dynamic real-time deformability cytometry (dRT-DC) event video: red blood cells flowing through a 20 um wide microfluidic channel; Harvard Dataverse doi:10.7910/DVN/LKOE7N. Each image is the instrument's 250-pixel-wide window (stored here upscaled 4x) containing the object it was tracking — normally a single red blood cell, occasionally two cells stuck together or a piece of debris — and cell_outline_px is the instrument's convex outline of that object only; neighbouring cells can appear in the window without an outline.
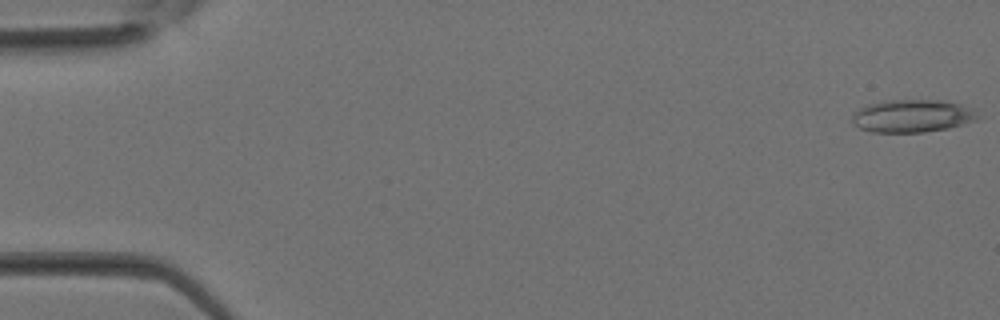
{"species": "Egyptian fruit bat (a non-hibernating species)", "species_latin": "Rousettus aegyptiacus", "temperature_condition": "room temperature", "stored_images_in_passage": 36, "camera_frame_rate_fps": 3000, "um_per_image_px": 0.085, "animal": {"sex": "female"}, "frame": {"image": 1, "passage_image": 1, "time_ms": 0.0, "image_size_px": [1000, 320], "cell_outline_px": [[984, 116], [976, 120], [964, 124], [948, 128], [924, 132], [872, 132], [860, 128], [852, 124], [852, 116], [860, 108], [868, 104], [880, 100], [940, 100], [960, 104], [972, 108]], "centroid_in_image_um": [77.58, 9.85], "position_along_channel_um": 7.4, "area_um2": 24.22}}
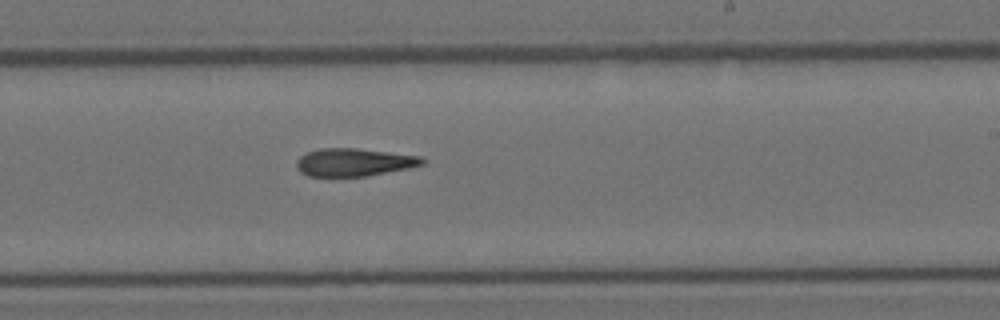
{"frame": {"image": 2, "passage_image": 22, "time_ms": 7.0, "image_size_px": [1000, 320], "cell_outline_px": [[428, 160], [424, 164], [408, 168], [364, 176], [308, 176], [300, 172], [296, 168], [296, 160], [300, 156], [308, 152], [320, 148], [356, 148], [420, 156]], "centroid_in_image_um": [30.07, 13.79], "position_along_channel_um": 258.9, "area_um2": 20.35}}
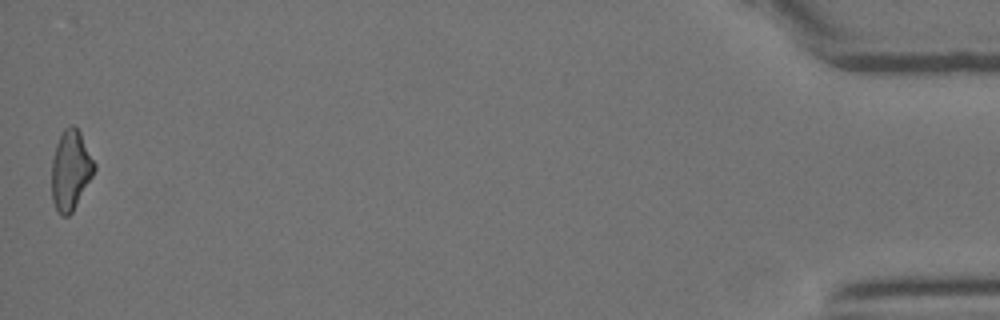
{"frame": {"image": 3, "passage_image": 36, "time_ms": 11.667, "image_size_px": [1000, 320], "cell_outline_px": [[96, 168], [92, 176], [72, 212], [68, 216], [60, 216], [52, 200], [52, 160], [56, 144], [64, 128], [72, 124], [80, 132], [96, 164]], "centroid_in_image_um": [6.0, 14.46], "position_along_channel_um": 429.2, "area_um2": 19.65}}